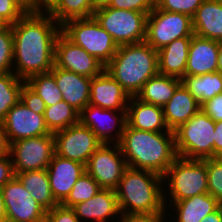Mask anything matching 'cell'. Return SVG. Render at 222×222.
Listing matches in <instances>:
<instances>
[{
  "instance_id": "1",
  "label": "cell",
  "mask_w": 222,
  "mask_h": 222,
  "mask_svg": "<svg viewBox=\"0 0 222 222\" xmlns=\"http://www.w3.org/2000/svg\"><path fill=\"white\" fill-rule=\"evenodd\" d=\"M11 27L13 73L27 81L34 75L50 72L54 66L55 41L61 33V25L46 11L39 10L27 11Z\"/></svg>"
},
{
  "instance_id": "2",
  "label": "cell",
  "mask_w": 222,
  "mask_h": 222,
  "mask_svg": "<svg viewBox=\"0 0 222 222\" xmlns=\"http://www.w3.org/2000/svg\"><path fill=\"white\" fill-rule=\"evenodd\" d=\"M118 144L128 167L162 176L177 158L173 131H143L126 124Z\"/></svg>"
},
{
  "instance_id": "3",
  "label": "cell",
  "mask_w": 222,
  "mask_h": 222,
  "mask_svg": "<svg viewBox=\"0 0 222 222\" xmlns=\"http://www.w3.org/2000/svg\"><path fill=\"white\" fill-rule=\"evenodd\" d=\"M162 181L158 173L128 167L115 189L121 214L165 213L168 203Z\"/></svg>"
},
{
  "instance_id": "4",
  "label": "cell",
  "mask_w": 222,
  "mask_h": 222,
  "mask_svg": "<svg viewBox=\"0 0 222 222\" xmlns=\"http://www.w3.org/2000/svg\"><path fill=\"white\" fill-rule=\"evenodd\" d=\"M105 70L123 87L130 97L158 74V51L145 41L118 46Z\"/></svg>"
},
{
  "instance_id": "5",
  "label": "cell",
  "mask_w": 222,
  "mask_h": 222,
  "mask_svg": "<svg viewBox=\"0 0 222 222\" xmlns=\"http://www.w3.org/2000/svg\"><path fill=\"white\" fill-rule=\"evenodd\" d=\"M215 122L201 109L174 130L177 157L184 159L214 158Z\"/></svg>"
},
{
  "instance_id": "6",
  "label": "cell",
  "mask_w": 222,
  "mask_h": 222,
  "mask_svg": "<svg viewBox=\"0 0 222 222\" xmlns=\"http://www.w3.org/2000/svg\"><path fill=\"white\" fill-rule=\"evenodd\" d=\"M61 32L104 66L110 62L118 49L112 36L101 27L94 16L70 19L61 25Z\"/></svg>"
},
{
  "instance_id": "7",
  "label": "cell",
  "mask_w": 222,
  "mask_h": 222,
  "mask_svg": "<svg viewBox=\"0 0 222 222\" xmlns=\"http://www.w3.org/2000/svg\"><path fill=\"white\" fill-rule=\"evenodd\" d=\"M168 179V180H167ZM168 181L170 204L203 193H208L207 159H184L177 157L163 175Z\"/></svg>"
},
{
  "instance_id": "8",
  "label": "cell",
  "mask_w": 222,
  "mask_h": 222,
  "mask_svg": "<svg viewBox=\"0 0 222 222\" xmlns=\"http://www.w3.org/2000/svg\"><path fill=\"white\" fill-rule=\"evenodd\" d=\"M148 14L107 6L95 10L93 16L115 43L121 46L145 41Z\"/></svg>"
},
{
  "instance_id": "9",
  "label": "cell",
  "mask_w": 222,
  "mask_h": 222,
  "mask_svg": "<svg viewBox=\"0 0 222 222\" xmlns=\"http://www.w3.org/2000/svg\"><path fill=\"white\" fill-rule=\"evenodd\" d=\"M193 35L189 15L160 10L156 6L147 15L145 42L157 51L176 39Z\"/></svg>"
},
{
  "instance_id": "10",
  "label": "cell",
  "mask_w": 222,
  "mask_h": 222,
  "mask_svg": "<svg viewBox=\"0 0 222 222\" xmlns=\"http://www.w3.org/2000/svg\"><path fill=\"white\" fill-rule=\"evenodd\" d=\"M9 154L15 173L47 169L55 154L53 134L10 143Z\"/></svg>"
},
{
  "instance_id": "11",
  "label": "cell",
  "mask_w": 222,
  "mask_h": 222,
  "mask_svg": "<svg viewBox=\"0 0 222 222\" xmlns=\"http://www.w3.org/2000/svg\"><path fill=\"white\" fill-rule=\"evenodd\" d=\"M111 145L102 143L89 157L85 169L101 188L115 190L128 165L119 144Z\"/></svg>"
},
{
  "instance_id": "12",
  "label": "cell",
  "mask_w": 222,
  "mask_h": 222,
  "mask_svg": "<svg viewBox=\"0 0 222 222\" xmlns=\"http://www.w3.org/2000/svg\"><path fill=\"white\" fill-rule=\"evenodd\" d=\"M53 135L56 155L84 165L102 144L94 132L80 122Z\"/></svg>"
},
{
  "instance_id": "13",
  "label": "cell",
  "mask_w": 222,
  "mask_h": 222,
  "mask_svg": "<svg viewBox=\"0 0 222 222\" xmlns=\"http://www.w3.org/2000/svg\"><path fill=\"white\" fill-rule=\"evenodd\" d=\"M1 192L6 208V222H45L47 210L38 203L15 176Z\"/></svg>"
},
{
  "instance_id": "14",
  "label": "cell",
  "mask_w": 222,
  "mask_h": 222,
  "mask_svg": "<svg viewBox=\"0 0 222 222\" xmlns=\"http://www.w3.org/2000/svg\"><path fill=\"white\" fill-rule=\"evenodd\" d=\"M54 65L85 77H96L105 66L82 47L75 45L62 32L55 41Z\"/></svg>"
},
{
  "instance_id": "15",
  "label": "cell",
  "mask_w": 222,
  "mask_h": 222,
  "mask_svg": "<svg viewBox=\"0 0 222 222\" xmlns=\"http://www.w3.org/2000/svg\"><path fill=\"white\" fill-rule=\"evenodd\" d=\"M79 122L90 128L102 143L118 144L127 124L126 111L103 109L99 106L88 104L79 113ZM113 131L115 134L112 133Z\"/></svg>"
},
{
  "instance_id": "16",
  "label": "cell",
  "mask_w": 222,
  "mask_h": 222,
  "mask_svg": "<svg viewBox=\"0 0 222 222\" xmlns=\"http://www.w3.org/2000/svg\"><path fill=\"white\" fill-rule=\"evenodd\" d=\"M2 125L9 144L21 139L52 134L45 124L44 115L34 113L21 100L7 112Z\"/></svg>"
},
{
  "instance_id": "17",
  "label": "cell",
  "mask_w": 222,
  "mask_h": 222,
  "mask_svg": "<svg viewBox=\"0 0 222 222\" xmlns=\"http://www.w3.org/2000/svg\"><path fill=\"white\" fill-rule=\"evenodd\" d=\"M85 172L84 164L53 155L47 173L52 195L59 204L67 198L79 177Z\"/></svg>"
},
{
  "instance_id": "18",
  "label": "cell",
  "mask_w": 222,
  "mask_h": 222,
  "mask_svg": "<svg viewBox=\"0 0 222 222\" xmlns=\"http://www.w3.org/2000/svg\"><path fill=\"white\" fill-rule=\"evenodd\" d=\"M129 99L128 93L105 69L91 79L89 104L103 109L126 111Z\"/></svg>"
},
{
  "instance_id": "19",
  "label": "cell",
  "mask_w": 222,
  "mask_h": 222,
  "mask_svg": "<svg viewBox=\"0 0 222 222\" xmlns=\"http://www.w3.org/2000/svg\"><path fill=\"white\" fill-rule=\"evenodd\" d=\"M62 93V99L79 113L89 104L91 79L72 71L53 66L50 71Z\"/></svg>"
},
{
  "instance_id": "20",
  "label": "cell",
  "mask_w": 222,
  "mask_h": 222,
  "mask_svg": "<svg viewBox=\"0 0 222 222\" xmlns=\"http://www.w3.org/2000/svg\"><path fill=\"white\" fill-rule=\"evenodd\" d=\"M72 209L80 221L90 219L95 222H109L111 216L121 217L116 192L113 189L101 188L92 198L77 203Z\"/></svg>"
},
{
  "instance_id": "21",
  "label": "cell",
  "mask_w": 222,
  "mask_h": 222,
  "mask_svg": "<svg viewBox=\"0 0 222 222\" xmlns=\"http://www.w3.org/2000/svg\"><path fill=\"white\" fill-rule=\"evenodd\" d=\"M126 122L131 128L150 132H164L169 130L163 107L142 102L136 96L129 99L126 110Z\"/></svg>"
},
{
  "instance_id": "22",
  "label": "cell",
  "mask_w": 222,
  "mask_h": 222,
  "mask_svg": "<svg viewBox=\"0 0 222 222\" xmlns=\"http://www.w3.org/2000/svg\"><path fill=\"white\" fill-rule=\"evenodd\" d=\"M218 41L192 36L186 65V76H198L217 71Z\"/></svg>"
},
{
  "instance_id": "23",
  "label": "cell",
  "mask_w": 222,
  "mask_h": 222,
  "mask_svg": "<svg viewBox=\"0 0 222 222\" xmlns=\"http://www.w3.org/2000/svg\"><path fill=\"white\" fill-rule=\"evenodd\" d=\"M194 35L222 40V0H204L192 17Z\"/></svg>"
},
{
  "instance_id": "24",
  "label": "cell",
  "mask_w": 222,
  "mask_h": 222,
  "mask_svg": "<svg viewBox=\"0 0 222 222\" xmlns=\"http://www.w3.org/2000/svg\"><path fill=\"white\" fill-rule=\"evenodd\" d=\"M192 37L176 39L158 50V73L182 79L186 76Z\"/></svg>"
},
{
  "instance_id": "25",
  "label": "cell",
  "mask_w": 222,
  "mask_h": 222,
  "mask_svg": "<svg viewBox=\"0 0 222 222\" xmlns=\"http://www.w3.org/2000/svg\"><path fill=\"white\" fill-rule=\"evenodd\" d=\"M200 109L201 105L181 83L163 107L165 122L169 130H176Z\"/></svg>"
},
{
  "instance_id": "26",
  "label": "cell",
  "mask_w": 222,
  "mask_h": 222,
  "mask_svg": "<svg viewBox=\"0 0 222 222\" xmlns=\"http://www.w3.org/2000/svg\"><path fill=\"white\" fill-rule=\"evenodd\" d=\"M177 222H200L206 215L216 211L221 204L209 193H203L173 203ZM178 216V217H177Z\"/></svg>"
},
{
  "instance_id": "27",
  "label": "cell",
  "mask_w": 222,
  "mask_h": 222,
  "mask_svg": "<svg viewBox=\"0 0 222 222\" xmlns=\"http://www.w3.org/2000/svg\"><path fill=\"white\" fill-rule=\"evenodd\" d=\"M180 84L181 79L158 73L143 85L136 97L142 102L164 107Z\"/></svg>"
},
{
  "instance_id": "28",
  "label": "cell",
  "mask_w": 222,
  "mask_h": 222,
  "mask_svg": "<svg viewBox=\"0 0 222 222\" xmlns=\"http://www.w3.org/2000/svg\"><path fill=\"white\" fill-rule=\"evenodd\" d=\"M16 177L31 193V196L46 210L59 205L52 195L47 169L15 173Z\"/></svg>"
},
{
  "instance_id": "29",
  "label": "cell",
  "mask_w": 222,
  "mask_h": 222,
  "mask_svg": "<svg viewBox=\"0 0 222 222\" xmlns=\"http://www.w3.org/2000/svg\"><path fill=\"white\" fill-rule=\"evenodd\" d=\"M181 83L200 105L222 93V74L218 71L198 76H184Z\"/></svg>"
},
{
  "instance_id": "30",
  "label": "cell",
  "mask_w": 222,
  "mask_h": 222,
  "mask_svg": "<svg viewBox=\"0 0 222 222\" xmlns=\"http://www.w3.org/2000/svg\"><path fill=\"white\" fill-rule=\"evenodd\" d=\"M94 11L90 0H55L46 10L59 25L70 19L92 17Z\"/></svg>"
},
{
  "instance_id": "31",
  "label": "cell",
  "mask_w": 222,
  "mask_h": 222,
  "mask_svg": "<svg viewBox=\"0 0 222 222\" xmlns=\"http://www.w3.org/2000/svg\"><path fill=\"white\" fill-rule=\"evenodd\" d=\"M45 124L50 133L54 134L79 122V112L64 100L56 105L46 107Z\"/></svg>"
},
{
  "instance_id": "32",
  "label": "cell",
  "mask_w": 222,
  "mask_h": 222,
  "mask_svg": "<svg viewBox=\"0 0 222 222\" xmlns=\"http://www.w3.org/2000/svg\"><path fill=\"white\" fill-rule=\"evenodd\" d=\"M25 83L13 72L0 74V123L4 121L7 112L21 100V89Z\"/></svg>"
},
{
  "instance_id": "33",
  "label": "cell",
  "mask_w": 222,
  "mask_h": 222,
  "mask_svg": "<svg viewBox=\"0 0 222 222\" xmlns=\"http://www.w3.org/2000/svg\"><path fill=\"white\" fill-rule=\"evenodd\" d=\"M26 84L45 102L46 107L56 105L62 101V93L57 87L51 72L41 73L30 77Z\"/></svg>"
},
{
  "instance_id": "34",
  "label": "cell",
  "mask_w": 222,
  "mask_h": 222,
  "mask_svg": "<svg viewBox=\"0 0 222 222\" xmlns=\"http://www.w3.org/2000/svg\"><path fill=\"white\" fill-rule=\"evenodd\" d=\"M100 189L101 187L97 181L85 172L79 177L70 191V194L61 205L67 208H72L77 203L92 198Z\"/></svg>"
},
{
  "instance_id": "35",
  "label": "cell",
  "mask_w": 222,
  "mask_h": 222,
  "mask_svg": "<svg viewBox=\"0 0 222 222\" xmlns=\"http://www.w3.org/2000/svg\"><path fill=\"white\" fill-rule=\"evenodd\" d=\"M13 72V32L10 25L0 28V74Z\"/></svg>"
},
{
  "instance_id": "36",
  "label": "cell",
  "mask_w": 222,
  "mask_h": 222,
  "mask_svg": "<svg viewBox=\"0 0 222 222\" xmlns=\"http://www.w3.org/2000/svg\"><path fill=\"white\" fill-rule=\"evenodd\" d=\"M208 193L222 205V162L217 158H207Z\"/></svg>"
},
{
  "instance_id": "37",
  "label": "cell",
  "mask_w": 222,
  "mask_h": 222,
  "mask_svg": "<svg viewBox=\"0 0 222 222\" xmlns=\"http://www.w3.org/2000/svg\"><path fill=\"white\" fill-rule=\"evenodd\" d=\"M204 0H156V7L160 10L183 13L191 18Z\"/></svg>"
},
{
  "instance_id": "38",
  "label": "cell",
  "mask_w": 222,
  "mask_h": 222,
  "mask_svg": "<svg viewBox=\"0 0 222 222\" xmlns=\"http://www.w3.org/2000/svg\"><path fill=\"white\" fill-rule=\"evenodd\" d=\"M27 11L18 0H0V21L3 25L15 24Z\"/></svg>"
},
{
  "instance_id": "39",
  "label": "cell",
  "mask_w": 222,
  "mask_h": 222,
  "mask_svg": "<svg viewBox=\"0 0 222 222\" xmlns=\"http://www.w3.org/2000/svg\"><path fill=\"white\" fill-rule=\"evenodd\" d=\"M156 6V0H111L108 7L149 13Z\"/></svg>"
},
{
  "instance_id": "40",
  "label": "cell",
  "mask_w": 222,
  "mask_h": 222,
  "mask_svg": "<svg viewBox=\"0 0 222 222\" xmlns=\"http://www.w3.org/2000/svg\"><path fill=\"white\" fill-rule=\"evenodd\" d=\"M21 102L34 113L44 115L45 102L26 83L21 89Z\"/></svg>"
},
{
  "instance_id": "41",
  "label": "cell",
  "mask_w": 222,
  "mask_h": 222,
  "mask_svg": "<svg viewBox=\"0 0 222 222\" xmlns=\"http://www.w3.org/2000/svg\"><path fill=\"white\" fill-rule=\"evenodd\" d=\"M45 222H81L72 208L59 204L47 210Z\"/></svg>"
},
{
  "instance_id": "42",
  "label": "cell",
  "mask_w": 222,
  "mask_h": 222,
  "mask_svg": "<svg viewBox=\"0 0 222 222\" xmlns=\"http://www.w3.org/2000/svg\"><path fill=\"white\" fill-rule=\"evenodd\" d=\"M201 110L214 122L222 121V93L203 103Z\"/></svg>"
},
{
  "instance_id": "43",
  "label": "cell",
  "mask_w": 222,
  "mask_h": 222,
  "mask_svg": "<svg viewBox=\"0 0 222 222\" xmlns=\"http://www.w3.org/2000/svg\"><path fill=\"white\" fill-rule=\"evenodd\" d=\"M15 176L10 154L0 157V189Z\"/></svg>"
},
{
  "instance_id": "44",
  "label": "cell",
  "mask_w": 222,
  "mask_h": 222,
  "mask_svg": "<svg viewBox=\"0 0 222 222\" xmlns=\"http://www.w3.org/2000/svg\"><path fill=\"white\" fill-rule=\"evenodd\" d=\"M166 213L156 214H138V215H123L121 214L119 222H164Z\"/></svg>"
},
{
  "instance_id": "45",
  "label": "cell",
  "mask_w": 222,
  "mask_h": 222,
  "mask_svg": "<svg viewBox=\"0 0 222 222\" xmlns=\"http://www.w3.org/2000/svg\"><path fill=\"white\" fill-rule=\"evenodd\" d=\"M222 154V121L215 122L214 158Z\"/></svg>"
},
{
  "instance_id": "46",
  "label": "cell",
  "mask_w": 222,
  "mask_h": 222,
  "mask_svg": "<svg viewBox=\"0 0 222 222\" xmlns=\"http://www.w3.org/2000/svg\"><path fill=\"white\" fill-rule=\"evenodd\" d=\"M10 144L8 143L2 123H0V157L9 155Z\"/></svg>"
},
{
  "instance_id": "47",
  "label": "cell",
  "mask_w": 222,
  "mask_h": 222,
  "mask_svg": "<svg viewBox=\"0 0 222 222\" xmlns=\"http://www.w3.org/2000/svg\"><path fill=\"white\" fill-rule=\"evenodd\" d=\"M200 222H222V205L213 213L206 215Z\"/></svg>"
},
{
  "instance_id": "48",
  "label": "cell",
  "mask_w": 222,
  "mask_h": 222,
  "mask_svg": "<svg viewBox=\"0 0 222 222\" xmlns=\"http://www.w3.org/2000/svg\"><path fill=\"white\" fill-rule=\"evenodd\" d=\"M54 2L55 0H36V11H46Z\"/></svg>"
},
{
  "instance_id": "49",
  "label": "cell",
  "mask_w": 222,
  "mask_h": 222,
  "mask_svg": "<svg viewBox=\"0 0 222 222\" xmlns=\"http://www.w3.org/2000/svg\"><path fill=\"white\" fill-rule=\"evenodd\" d=\"M94 10L107 7L111 0H90Z\"/></svg>"
},
{
  "instance_id": "50",
  "label": "cell",
  "mask_w": 222,
  "mask_h": 222,
  "mask_svg": "<svg viewBox=\"0 0 222 222\" xmlns=\"http://www.w3.org/2000/svg\"><path fill=\"white\" fill-rule=\"evenodd\" d=\"M0 222H6V208L1 189H0Z\"/></svg>"
},
{
  "instance_id": "51",
  "label": "cell",
  "mask_w": 222,
  "mask_h": 222,
  "mask_svg": "<svg viewBox=\"0 0 222 222\" xmlns=\"http://www.w3.org/2000/svg\"><path fill=\"white\" fill-rule=\"evenodd\" d=\"M28 11H36V0H18Z\"/></svg>"
},
{
  "instance_id": "52",
  "label": "cell",
  "mask_w": 222,
  "mask_h": 222,
  "mask_svg": "<svg viewBox=\"0 0 222 222\" xmlns=\"http://www.w3.org/2000/svg\"><path fill=\"white\" fill-rule=\"evenodd\" d=\"M217 71L222 74V40L218 41V64Z\"/></svg>"
},
{
  "instance_id": "53",
  "label": "cell",
  "mask_w": 222,
  "mask_h": 222,
  "mask_svg": "<svg viewBox=\"0 0 222 222\" xmlns=\"http://www.w3.org/2000/svg\"><path fill=\"white\" fill-rule=\"evenodd\" d=\"M222 162V154L217 157Z\"/></svg>"
}]
</instances>
